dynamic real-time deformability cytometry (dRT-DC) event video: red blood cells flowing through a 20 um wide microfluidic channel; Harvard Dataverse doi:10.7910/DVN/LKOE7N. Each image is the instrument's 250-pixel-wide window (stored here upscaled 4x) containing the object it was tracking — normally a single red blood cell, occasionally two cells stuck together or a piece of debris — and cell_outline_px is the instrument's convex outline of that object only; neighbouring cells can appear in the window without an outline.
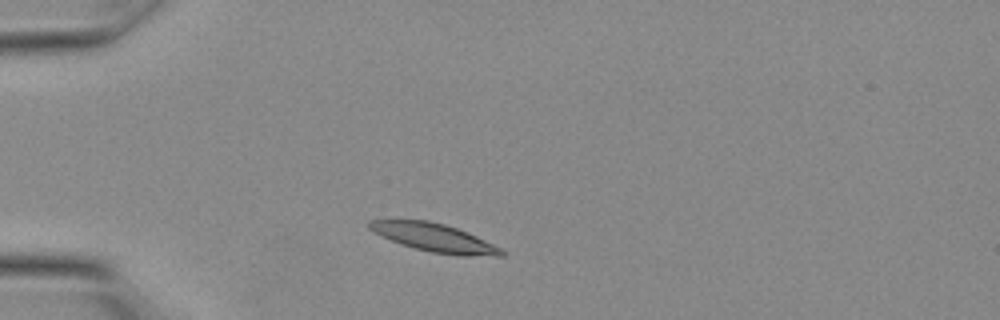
{"species": "Egyptian fruit bat (a non-hibernating species)", "species_latin": "Rousettus aegyptiacus", "temperature_condition": "warm", "stored_images_in_passage": 6, "camera_frame_rate_fps": 3000, "um_per_image_px": 0.085, "animal": {"sex": "female"}, "frame": {"image": 1, "passage_image": 3, "time_ms": 0.667, "image_size_px": [1000, 320], "cell_outline_px": [[504, 256], [464, 256], [432, 252], [416, 248], [380, 236], [368, 228], [368, 220], [428, 220], [444, 224], [468, 232], [500, 248], [504, 252]], "centroid_in_image_um": [36.91, 20.19], "position_along_channel_um": 48.1, "area_um2": 21.39}}